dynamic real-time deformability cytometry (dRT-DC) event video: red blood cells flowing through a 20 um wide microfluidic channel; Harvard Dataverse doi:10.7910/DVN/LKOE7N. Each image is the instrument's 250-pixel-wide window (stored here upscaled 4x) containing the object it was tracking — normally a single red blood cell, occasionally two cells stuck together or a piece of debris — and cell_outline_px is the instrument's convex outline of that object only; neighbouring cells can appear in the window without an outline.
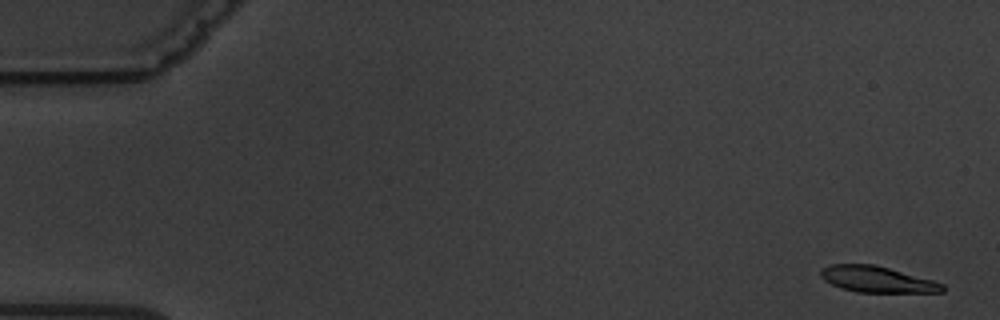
{"species": "common noctule bat (a hibernating species)", "species_latin": "Nyctalus noctula", "temperature_condition": "warm", "stored_images_in_passage": 6, "camera_frame_rate_fps": 3000, "um_per_image_px": 0.085, "animal": {"sex": "male", "body_mass_g": 19.5, "forearm_length_mm": 54.6}, "frame": {"image": 1, "passage_image": 1, "time_ms": 0.0, "image_size_px": [1000, 320], "cell_outline_px": [[944, 292], [856, 292], [840, 288], [824, 280], [820, 276], [820, 268], [828, 264], [872, 264], [888, 268], [932, 280], [944, 284]], "centroid_in_image_um": [74.49, 23.74], "position_along_channel_um": 10.5, "area_um2": 18.44}}
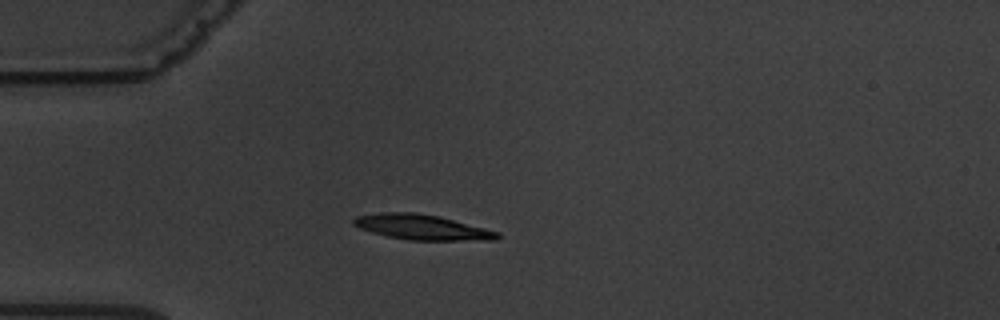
{"frame": {"image": 2, "passage_image": 5, "time_ms": 4.667, "image_size_px": [1000, 320], "cell_outline_px": [[500, 236], [496, 240], [408, 240], [388, 236], [372, 232], [360, 228], [352, 224], [352, 220], [356, 216], [380, 212], [416, 212], [440, 216], [500, 232]], "centroid_in_image_um": [35.87, 19.3], "position_along_channel_um": 49.1, "area_um2": 21.15}}